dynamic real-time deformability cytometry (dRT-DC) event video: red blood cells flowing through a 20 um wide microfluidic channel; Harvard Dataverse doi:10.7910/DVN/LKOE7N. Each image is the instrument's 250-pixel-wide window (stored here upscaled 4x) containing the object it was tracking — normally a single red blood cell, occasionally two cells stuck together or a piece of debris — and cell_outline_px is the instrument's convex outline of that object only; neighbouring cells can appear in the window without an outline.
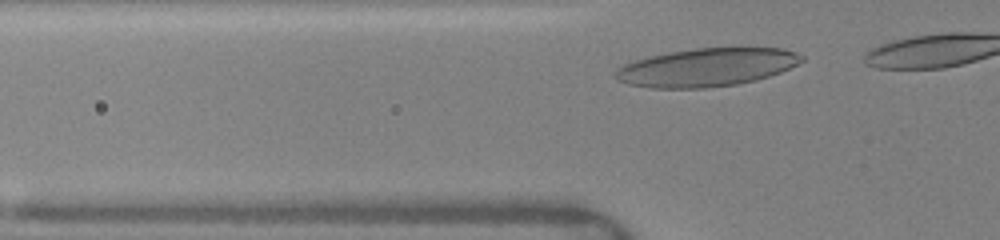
{"species": "human", "species_latin": "Homo sapiens", "temperature_condition": "warm", "stored_images_in_passage": 8, "camera_frame_rate_fps": 3000, "um_per_image_px": 0.085, "donor": {"sex": "female"}, "frame": {"image": 1, "passage_image": 2, "time_ms": 0.333, "image_size_px": [1000, 240], "cell_outline_px": [[804, 60], [780, 72], [756, 80], [736, 84], [704, 88], [652, 88], [628, 84], [616, 80], [616, 72], [624, 64], [636, 60], [652, 56], [672, 52], [696, 48], [780, 48], [796, 52], [804, 56]], "centroid_in_image_um": [60.09, 5.73], "position_along_channel_um": 65.7, "area_um2": 40.92}}
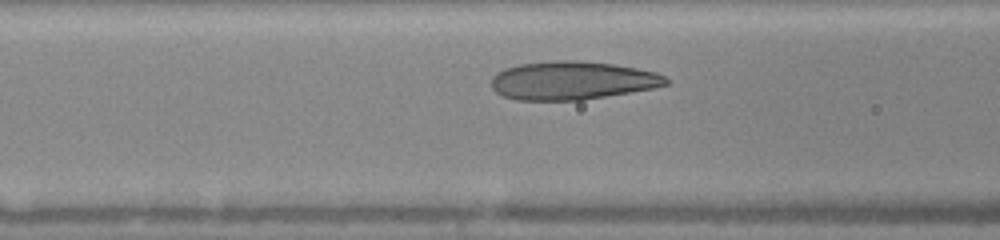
{"frame": {"image": 2, "passage_image": 6, "time_ms": 1.667, "image_size_px": [1000, 240], "cell_outline_px": [[668, 84], [652, 88], [580, 100], [516, 100], [504, 96], [496, 92], [492, 88], [492, 76], [496, 72], [504, 68], [520, 64], [552, 60], [576, 60], [612, 64], [636, 68], [656, 72], [664, 76], [668, 80]], "centroid_in_image_um": [48.59, 6.83], "position_along_channel_um": 118.0, "area_um2": 38.84}}